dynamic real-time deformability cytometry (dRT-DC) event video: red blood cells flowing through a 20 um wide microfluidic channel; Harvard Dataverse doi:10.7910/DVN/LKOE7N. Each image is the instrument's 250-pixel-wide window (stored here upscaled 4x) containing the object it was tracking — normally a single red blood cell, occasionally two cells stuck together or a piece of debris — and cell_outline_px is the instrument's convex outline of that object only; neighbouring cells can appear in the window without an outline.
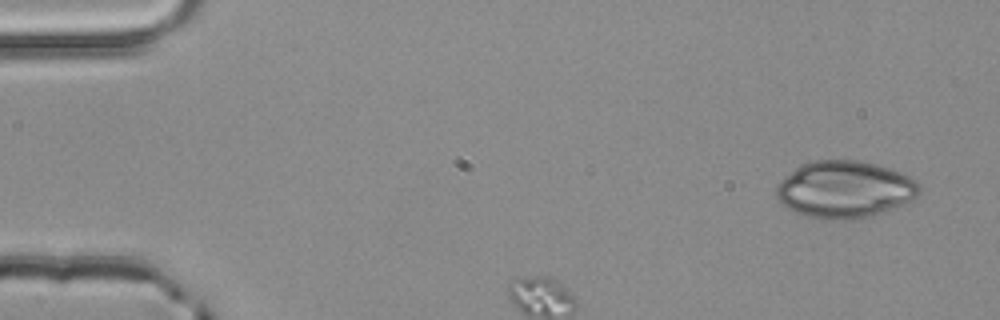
{"species": "common noctule bat (a hibernating species)", "species_latin": "Nyctalus noctula", "temperature_condition": "room temperature", "stored_images_in_passage": 4, "segment_of_instrument_passage": [1, 2], "camera_frame_rate_fps": 3000, "um_per_image_px": 0.085, "animal": {"sex": "male", "body_mass_g": 20.4}, "frame": {"image": 1, "passage_image": 1, "time_ms": 0.0, "image_size_px": [1000, 320], "cell_outline_px": [[920, 192], [912, 200], [884, 212], [872, 216], [852, 220], [820, 220], [796, 212], [788, 208], [776, 196], [776, 184], [780, 180], [800, 164], [812, 160], [856, 160], [876, 164], [900, 172], [916, 180], [920, 184]], "centroid_in_image_um": [71.8, 16.11], "position_along_channel_um": 13.2, "area_um2": 47.86}}